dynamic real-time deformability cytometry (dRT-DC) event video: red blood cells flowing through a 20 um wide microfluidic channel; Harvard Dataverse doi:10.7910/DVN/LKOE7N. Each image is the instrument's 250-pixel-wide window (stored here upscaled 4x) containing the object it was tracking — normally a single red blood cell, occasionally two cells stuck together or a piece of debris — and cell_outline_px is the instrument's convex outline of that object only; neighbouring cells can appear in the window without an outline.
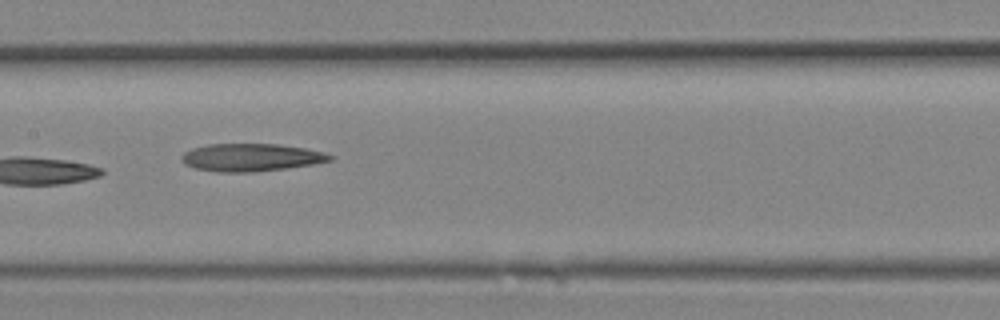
{"species": "Egyptian fruit bat (a non-hibernating species)", "species_latin": "Rousettus aegyptiacus", "temperature_condition": "room temperature", "stored_images_in_passage": 18, "camera_frame_rate_fps": 3000, "um_per_image_px": 0.085, "animal": {"sex": "female"}, "frame": {"image": 1, "passage_image": 8, "time_ms": 2.333, "image_size_px": [1000, 320], "cell_outline_px": [[336, 156], [332, 160], [312, 164], [284, 168], [252, 172], [216, 172], [196, 168], [184, 164], [180, 160], [180, 156], [184, 152], [192, 148], [208, 144], [276, 144], [304, 148], [324, 152]], "centroid_in_image_um": [21.31, 13.38], "position_along_channel_um": 186.1, "area_um2": 23.93}}
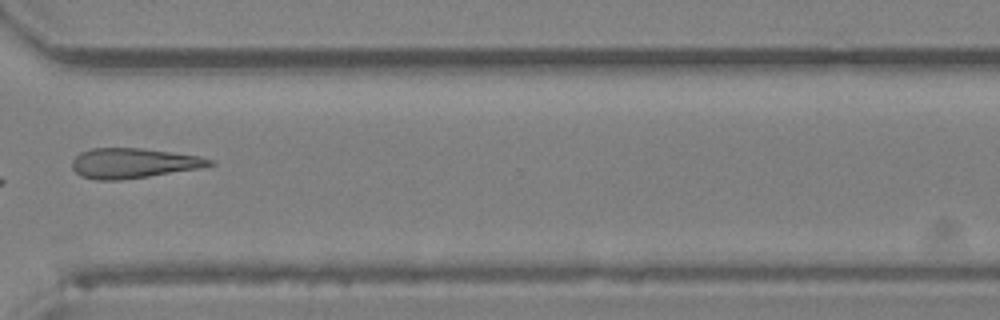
{"frame": {"image": 2, "passage_image": 13, "time_ms": 4.0, "image_size_px": [1000, 320], "cell_outline_px": [[216, 164], [200, 168], [148, 176], [120, 180], [96, 180], [80, 176], [72, 168], [72, 160], [80, 152], [92, 148], [144, 148], [200, 156], [212, 160]], "centroid_in_image_um": [11.32, 13.86], "position_along_channel_um": 359.3, "area_um2": 24.04}}